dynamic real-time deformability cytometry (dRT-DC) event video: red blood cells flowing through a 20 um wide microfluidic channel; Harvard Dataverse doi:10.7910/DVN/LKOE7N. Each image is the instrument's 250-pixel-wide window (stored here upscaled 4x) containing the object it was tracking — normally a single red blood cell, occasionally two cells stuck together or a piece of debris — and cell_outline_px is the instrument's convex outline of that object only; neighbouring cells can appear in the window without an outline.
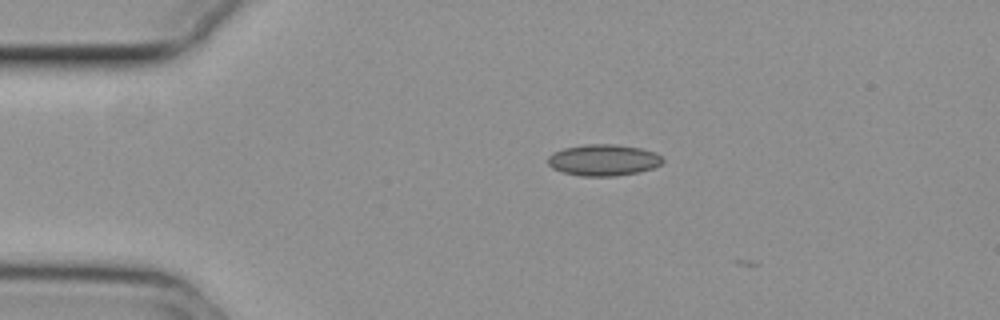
{"species": "common noctule bat (a hibernating species)", "species_latin": "Nyctalus noctula", "temperature_condition": "cold", "stored_images_in_passage": 8, "camera_frame_rate_fps": 3000, "um_per_image_px": 0.085, "animal": {"sex": "female", "body_mass_g": 29.2, "forearm_length_mm": 56.3}, "frame": {"image": 1, "passage_image": 7, "time_ms": 2.0, "image_size_px": [1000, 320], "cell_outline_px": [[664, 160], [660, 164], [652, 168], [640, 172], [616, 176], [580, 176], [564, 172], [552, 168], [548, 164], [548, 156], [552, 152], [564, 148], [584, 144], [616, 144], [640, 148], [656, 152]], "centroid_in_image_um": [51.28, 13.6], "position_along_channel_um": 33.7, "area_um2": 21.1}}